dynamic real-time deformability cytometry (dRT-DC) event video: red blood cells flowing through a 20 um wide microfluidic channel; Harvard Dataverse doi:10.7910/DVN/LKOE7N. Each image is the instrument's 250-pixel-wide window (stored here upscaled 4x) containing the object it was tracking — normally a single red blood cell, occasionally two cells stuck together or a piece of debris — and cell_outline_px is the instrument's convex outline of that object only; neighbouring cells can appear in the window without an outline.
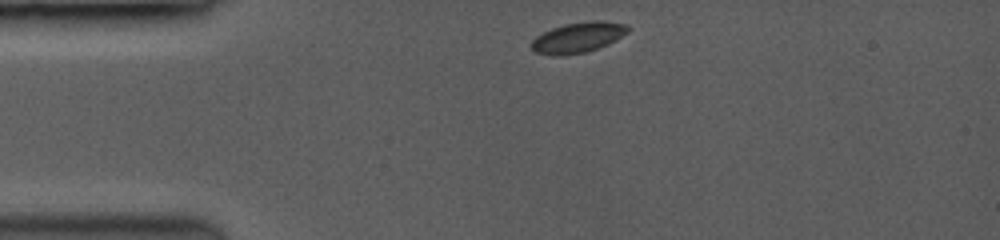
{"species": "common noctule bat (a hibernating species)", "species_latin": "Nyctalus noctula", "temperature_condition": "room temperature", "stored_images_in_passage": 41, "camera_frame_rate_fps": 3500, "um_per_image_px": 0.085, "animal": {"sex": "female", "body_mass_g": 19.0, "forearm_length_mm": 53.3}, "frame": {"image": 1, "passage_image": 1, "time_ms": 0.0, "image_size_px": [1000, 240], "cell_outline_px": [[628, 32], [596, 48], [584, 52], [536, 52], [532, 48], [532, 40], [536, 36], [552, 28], [568, 24], [596, 20], [624, 24], [628, 28]], "centroid_in_image_um": [49.14, 3.12], "position_along_channel_um": 35.9, "area_um2": 15.61}}
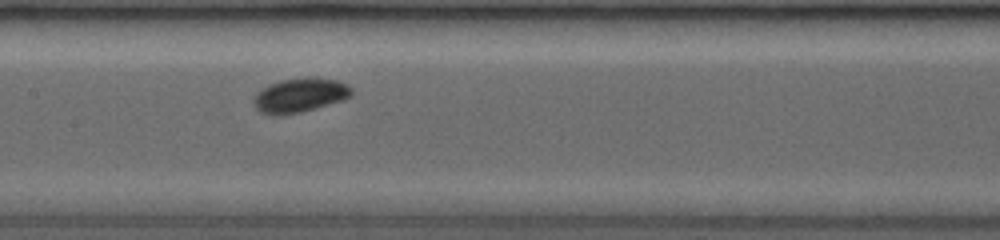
{"frame": {"image": 2, "passage_image": 17, "time_ms": 4.571, "image_size_px": [1000, 240], "cell_outline_px": [[352, 92], [348, 96], [340, 100], [312, 108], [296, 112], [260, 112], [256, 108], [256, 96], [268, 84], [280, 80], [336, 80], [352, 88]], "centroid_in_image_um": [25.5, 8.08], "position_along_channel_um": 181.9, "area_um2": 17.46}}
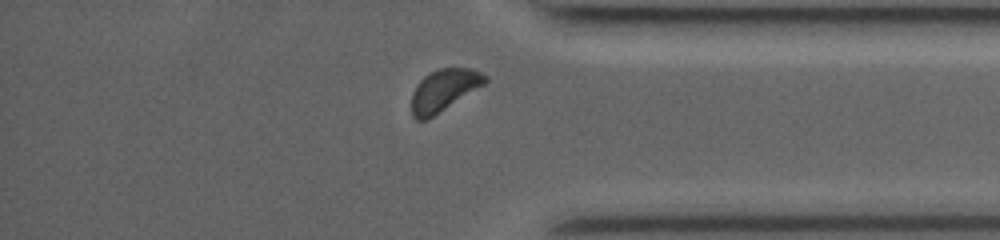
{"frame": {"image": 3, "passage_image": 36, "time_ms": 10.0, "image_size_px": [1000, 240], "cell_outline_px": [[488, 80], [484, 84], [428, 120], [416, 120], [412, 116], [412, 92], [416, 84], [424, 76], [440, 68], [472, 68], [488, 76]], "centroid_in_image_um": [37.72, 7.67], "position_along_channel_um": 397.5, "area_um2": 17.92}, "authors_computed_cell_mechanics": {"area_um2": 17.5712, "velocity_mm_per_s": 4.0059, "shape_relaxation_time_tau1_ms": 1.0962, "shape_relaxation_time_tau2_ms": null, "deformation_change_tau1": 0.0438, "deformation_change_tau2": null}}